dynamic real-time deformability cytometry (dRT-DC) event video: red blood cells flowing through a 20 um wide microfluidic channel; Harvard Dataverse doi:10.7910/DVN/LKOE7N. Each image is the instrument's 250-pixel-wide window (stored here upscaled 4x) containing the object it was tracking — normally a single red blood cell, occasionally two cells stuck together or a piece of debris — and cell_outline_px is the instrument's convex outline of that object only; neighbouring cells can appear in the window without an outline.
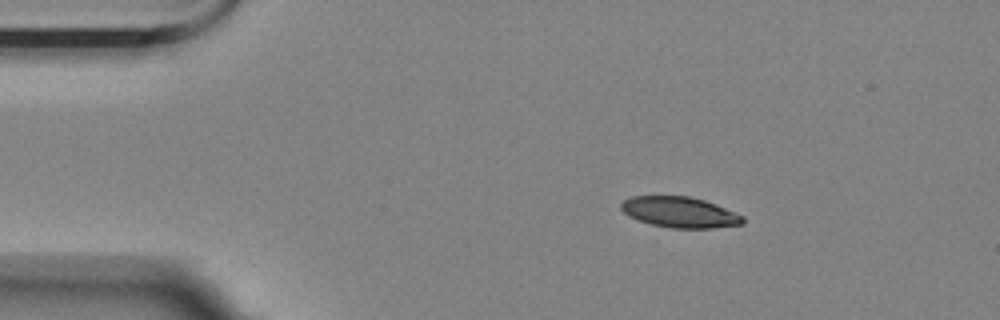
{"species": "Egyptian fruit bat (a non-hibernating species)", "species_latin": "Rousettus aegyptiacus", "temperature_condition": "room temperature", "stored_images_in_passage": 5, "camera_frame_rate_fps": 3000, "um_per_image_px": 0.085, "animal": {"sex": "female"}, "frame": {"image": 1, "passage_image": 1, "time_ms": 0.0, "image_size_px": [1000, 320], "cell_outline_px": [[744, 224], [712, 228], [672, 228], [652, 224], [628, 216], [620, 208], [620, 204], [624, 200], [632, 196], [688, 196], [704, 200], [716, 204], [744, 216]], "centroid_in_image_um": [57.79, 18.04], "position_along_channel_um": 27.2, "area_um2": 21.73}}